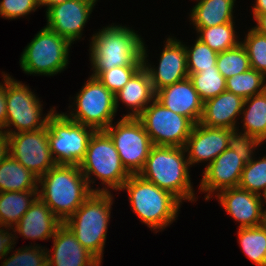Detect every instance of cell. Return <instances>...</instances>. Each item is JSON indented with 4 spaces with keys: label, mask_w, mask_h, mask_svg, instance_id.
Here are the masks:
<instances>
[{
    "label": "cell",
    "mask_w": 266,
    "mask_h": 266,
    "mask_svg": "<svg viewBox=\"0 0 266 266\" xmlns=\"http://www.w3.org/2000/svg\"><path fill=\"white\" fill-rule=\"evenodd\" d=\"M90 61L98 78L104 71L120 66H143L144 41L129 27L110 25L91 37Z\"/></svg>",
    "instance_id": "1"
},
{
    "label": "cell",
    "mask_w": 266,
    "mask_h": 266,
    "mask_svg": "<svg viewBox=\"0 0 266 266\" xmlns=\"http://www.w3.org/2000/svg\"><path fill=\"white\" fill-rule=\"evenodd\" d=\"M38 197L62 222L93 193L76 165H55L38 178Z\"/></svg>",
    "instance_id": "2"
},
{
    "label": "cell",
    "mask_w": 266,
    "mask_h": 266,
    "mask_svg": "<svg viewBox=\"0 0 266 266\" xmlns=\"http://www.w3.org/2000/svg\"><path fill=\"white\" fill-rule=\"evenodd\" d=\"M185 152L184 147L153 145L143 169L138 174L170 192L181 203L182 200L192 202L196 198Z\"/></svg>",
    "instance_id": "3"
},
{
    "label": "cell",
    "mask_w": 266,
    "mask_h": 266,
    "mask_svg": "<svg viewBox=\"0 0 266 266\" xmlns=\"http://www.w3.org/2000/svg\"><path fill=\"white\" fill-rule=\"evenodd\" d=\"M120 190H126L133 212L151 230L165 229L175 221L181 202L170 192L131 174Z\"/></svg>",
    "instance_id": "4"
},
{
    "label": "cell",
    "mask_w": 266,
    "mask_h": 266,
    "mask_svg": "<svg viewBox=\"0 0 266 266\" xmlns=\"http://www.w3.org/2000/svg\"><path fill=\"white\" fill-rule=\"evenodd\" d=\"M111 192H93L63 223L100 263L110 221Z\"/></svg>",
    "instance_id": "5"
},
{
    "label": "cell",
    "mask_w": 266,
    "mask_h": 266,
    "mask_svg": "<svg viewBox=\"0 0 266 266\" xmlns=\"http://www.w3.org/2000/svg\"><path fill=\"white\" fill-rule=\"evenodd\" d=\"M79 168L93 192H110L111 188L112 190H120L123 183L131 175L123 166L112 139L104 130L95 131L91 136ZM91 174L101 180L103 186L106 185L108 188H91L90 183H95L90 179Z\"/></svg>",
    "instance_id": "6"
},
{
    "label": "cell",
    "mask_w": 266,
    "mask_h": 266,
    "mask_svg": "<svg viewBox=\"0 0 266 266\" xmlns=\"http://www.w3.org/2000/svg\"><path fill=\"white\" fill-rule=\"evenodd\" d=\"M71 44L67 38L44 26L25 47L20 67L30 75L53 76L61 73L69 64Z\"/></svg>",
    "instance_id": "7"
},
{
    "label": "cell",
    "mask_w": 266,
    "mask_h": 266,
    "mask_svg": "<svg viewBox=\"0 0 266 266\" xmlns=\"http://www.w3.org/2000/svg\"><path fill=\"white\" fill-rule=\"evenodd\" d=\"M95 131L55 111L48 119V141L56 165L79 166Z\"/></svg>",
    "instance_id": "8"
},
{
    "label": "cell",
    "mask_w": 266,
    "mask_h": 266,
    "mask_svg": "<svg viewBox=\"0 0 266 266\" xmlns=\"http://www.w3.org/2000/svg\"><path fill=\"white\" fill-rule=\"evenodd\" d=\"M6 104L7 130L4 131L7 134L43 129L48 126V119L55 112L54 108H51L45 117H41L43 108L39 98L29 90V86L11 78L8 74H6ZM11 125L16 128L14 131L8 129Z\"/></svg>",
    "instance_id": "9"
},
{
    "label": "cell",
    "mask_w": 266,
    "mask_h": 266,
    "mask_svg": "<svg viewBox=\"0 0 266 266\" xmlns=\"http://www.w3.org/2000/svg\"><path fill=\"white\" fill-rule=\"evenodd\" d=\"M75 99L76 108L70 115L65 114L69 119L96 131L105 130L114 120L117 112L114 94L98 78L90 76Z\"/></svg>",
    "instance_id": "10"
},
{
    "label": "cell",
    "mask_w": 266,
    "mask_h": 266,
    "mask_svg": "<svg viewBox=\"0 0 266 266\" xmlns=\"http://www.w3.org/2000/svg\"><path fill=\"white\" fill-rule=\"evenodd\" d=\"M137 118L152 144L158 146L185 147L195 125L189 118L167 109L156 98Z\"/></svg>",
    "instance_id": "11"
},
{
    "label": "cell",
    "mask_w": 266,
    "mask_h": 266,
    "mask_svg": "<svg viewBox=\"0 0 266 266\" xmlns=\"http://www.w3.org/2000/svg\"><path fill=\"white\" fill-rule=\"evenodd\" d=\"M112 139L123 166L130 174H138L144 167L152 141L138 118L122 117L115 126L104 130Z\"/></svg>",
    "instance_id": "12"
},
{
    "label": "cell",
    "mask_w": 266,
    "mask_h": 266,
    "mask_svg": "<svg viewBox=\"0 0 266 266\" xmlns=\"http://www.w3.org/2000/svg\"><path fill=\"white\" fill-rule=\"evenodd\" d=\"M9 154L38 178L56 165L48 141V126L27 132L7 134Z\"/></svg>",
    "instance_id": "13"
},
{
    "label": "cell",
    "mask_w": 266,
    "mask_h": 266,
    "mask_svg": "<svg viewBox=\"0 0 266 266\" xmlns=\"http://www.w3.org/2000/svg\"><path fill=\"white\" fill-rule=\"evenodd\" d=\"M253 157V155H240L227 148L210 164H207L199 185L200 191L207 192L205 199L210 200L213 192L238 187L242 171Z\"/></svg>",
    "instance_id": "14"
},
{
    "label": "cell",
    "mask_w": 266,
    "mask_h": 266,
    "mask_svg": "<svg viewBox=\"0 0 266 266\" xmlns=\"http://www.w3.org/2000/svg\"><path fill=\"white\" fill-rule=\"evenodd\" d=\"M147 57L146 47L143 44V66L149 74L155 93L166 86L189 77L185 44L183 45L176 38L173 39L170 36L167 38L160 56L158 68L148 64V61H146L148 60L146 59Z\"/></svg>",
    "instance_id": "15"
},
{
    "label": "cell",
    "mask_w": 266,
    "mask_h": 266,
    "mask_svg": "<svg viewBox=\"0 0 266 266\" xmlns=\"http://www.w3.org/2000/svg\"><path fill=\"white\" fill-rule=\"evenodd\" d=\"M97 0H68L46 10L45 27L71 43L82 38V31Z\"/></svg>",
    "instance_id": "16"
},
{
    "label": "cell",
    "mask_w": 266,
    "mask_h": 266,
    "mask_svg": "<svg viewBox=\"0 0 266 266\" xmlns=\"http://www.w3.org/2000/svg\"><path fill=\"white\" fill-rule=\"evenodd\" d=\"M224 210L239 222V228L257 227L266 223V211L260 195L239 187L226 188L216 195Z\"/></svg>",
    "instance_id": "17"
},
{
    "label": "cell",
    "mask_w": 266,
    "mask_h": 266,
    "mask_svg": "<svg viewBox=\"0 0 266 266\" xmlns=\"http://www.w3.org/2000/svg\"><path fill=\"white\" fill-rule=\"evenodd\" d=\"M229 128L207 127L201 123L194 125L187 139L185 150L188 152L189 166L199 162L209 161L210 164L228 148Z\"/></svg>",
    "instance_id": "18"
},
{
    "label": "cell",
    "mask_w": 266,
    "mask_h": 266,
    "mask_svg": "<svg viewBox=\"0 0 266 266\" xmlns=\"http://www.w3.org/2000/svg\"><path fill=\"white\" fill-rule=\"evenodd\" d=\"M47 251V266H100L101 263L62 223L53 236V255Z\"/></svg>",
    "instance_id": "19"
},
{
    "label": "cell",
    "mask_w": 266,
    "mask_h": 266,
    "mask_svg": "<svg viewBox=\"0 0 266 266\" xmlns=\"http://www.w3.org/2000/svg\"><path fill=\"white\" fill-rule=\"evenodd\" d=\"M155 98L167 109L189 118L194 124L199 123L203 101L189 77L158 90Z\"/></svg>",
    "instance_id": "20"
},
{
    "label": "cell",
    "mask_w": 266,
    "mask_h": 266,
    "mask_svg": "<svg viewBox=\"0 0 266 266\" xmlns=\"http://www.w3.org/2000/svg\"><path fill=\"white\" fill-rule=\"evenodd\" d=\"M62 223L46 203L37 197L12 230L26 239L49 240Z\"/></svg>",
    "instance_id": "21"
},
{
    "label": "cell",
    "mask_w": 266,
    "mask_h": 266,
    "mask_svg": "<svg viewBox=\"0 0 266 266\" xmlns=\"http://www.w3.org/2000/svg\"><path fill=\"white\" fill-rule=\"evenodd\" d=\"M243 104L242 97L224 91L203 102V112L199 123L207 127L236 130V118L241 115Z\"/></svg>",
    "instance_id": "22"
},
{
    "label": "cell",
    "mask_w": 266,
    "mask_h": 266,
    "mask_svg": "<svg viewBox=\"0 0 266 266\" xmlns=\"http://www.w3.org/2000/svg\"><path fill=\"white\" fill-rule=\"evenodd\" d=\"M155 95L149 74L142 66L124 87L114 94L116 111L119 107V100H121L123 104H126L125 106L131 109V112L123 117L137 118L155 99Z\"/></svg>",
    "instance_id": "23"
},
{
    "label": "cell",
    "mask_w": 266,
    "mask_h": 266,
    "mask_svg": "<svg viewBox=\"0 0 266 266\" xmlns=\"http://www.w3.org/2000/svg\"><path fill=\"white\" fill-rule=\"evenodd\" d=\"M192 8L190 21L194 28L212 27L234 22L233 8L236 0H197Z\"/></svg>",
    "instance_id": "24"
},
{
    "label": "cell",
    "mask_w": 266,
    "mask_h": 266,
    "mask_svg": "<svg viewBox=\"0 0 266 266\" xmlns=\"http://www.w3.org/2000/svg\"><path fill=\"white\" fill-rule=\"evenodd\" d=\"M37 197L38 190L0 192V225L13 228Z\"/></svg>",
    "instance_id": "25"
},
{
    "label": "cell",
    "mask_w": 266,
    "mask_h": 266,
    "mask_svg": "<svg viewBox=\"0 0 266 266\" xmlns=\"http://www.w3.org/2000/svg\"><path fill=\"white\" fill-rule=\"evenodd\" d=\"M38 189V177L8 154L0 163V192Z\"/></svg>",
    "instance_id": "26"
},
{
    "label": "cell",
    "mask_w": 266,
    "mask_h": 266,
    "mask_svg": "<svg viewBox=\"0 0 266 266\" xmlns=\"http://www.w3.org/2000/svg\"><path fill=\"white\" fill-rule=\"evenodd\" d=\"M241 114L244 133L266 142V89L245 99Z\"/></svg>",
    "instance_id": "27"
},
{
    "label": "cell",
    "mask_w": 266,
    "mask_h": 266,
    "mask_svg": "<svg viewBox=\"0 0 266 266\" xmlns=\"http://www.w3.org/2000/svg\"><path fill=\"white\" fill-rule=\"evenodd\" d=\"M242 251L257 266H266V223L257 227L238 228Z\"/></svg>",
    "instance_id": "28"
},
{
    "label": "cell",
    "mask_w": 266,
    "mask_h": 266,
    "mask_svg": "<svg viewBox=\"0 0 266 266\" xmlns=\"http://www.w3.org/2000/svg\"><path fill=\"white\" fill-rule=\"evenodd\" d=\"M233 23L235 22L195 28L197 33H199L197 38L217 53L236 47L241 41L237 39Z\"/></svg>",
    "instance_id": "29"
},
{
    "label": "cell",
    "mask_w": 266,
    "mask_h": 266,
    "mask_svg": "<svg viewBox=\"0 0 266 266\" xmlns=\"http://www.w3.org/2000/svg\"><path fill=\"white\" fill-rule=\"evenodd\" d=\"M266 77L255 69L236 74L226 79V91L242 97L244 100L266 89Z\"/></svg>",
    "instance_id": "30"
},
{
    "label": "cell",
    "mask_w": 266,
    "mask_h": 266,
    "mask_svg": "<svg viewBox=\"0 0 266 266\" xmlns=\"http://www.w3.org/2000/svg\"><path fill=\"white\" fill-rule=\"evenodd\" d=\"M188 74L194 89L198 92L203 102L226 91V79L219 72L217 67L204 69L198 73Z\"/></svg>",
    "instance_id": "31"
},
{
    "label": "cell",
    "mask_w": 266,
    "mask_h": 266,
    "mask_svg": "<svg viewBox=\"0 0 266 266\" xmlns=\"http://www.w3.org/2000/svg\"><path fill=\"white\" fill-rule=\"evenodd\" d=\"M216 66L225 79L244 73L251 68L247 51L241 43L218 53Z\"/></svg>",
    "instance_id": "32"
},
{
    "label": "cell",
    "mask_w": 266,
    "mask_h": 266,
    "mask_svg": "<svg viewBox=\"0 0 266 266\" xmlns=\"http://www.w3.org/2000/svg\"><path fill=\"white\" fill-rule=\"evenodd\" d=\"M239 188L256 195H262L266 189V156L262 159L253 158L242 171Z\"/></svg>",
    "instance_id": "33"
},
{
    "label": "cell",
    "mask_w": 266,
    "mask_h": 266,
    "mask_svg": "<svg viewBox=\"0 0 266 266\" xmlns=\"http://www.w3.org/2000/svg\"><path fill=\"white\" fill-rule=\"evenodd\" d=\"M185 51L187 56L188 73H198L204 69L217 67L216 62L218 53L198 38L192 47L189 48L185 45Z\"/></svg>",
    "instance_id": "34"
},
{
    "label": "cell",
    "mask_w": 266,
    "mask_h": 266,
    "mask_svg": "<svg viewBox=\"0 0 266 266\" xmlns=\"http://www.w3.org/2000/svg\"><path fill=\"white\" fill-rule=\"evenodd\" d=\"M241 44L247 51L250 67L266 77V35L252 28Z\"/></svg>",
    "instance_id": "35"
},
{
    "label": "cell",
    "mask_w": 266,
    "mask_h": 266,
    "mask_svg": "<svg viewBox=\"0 0 266 266\" xmlns=\"http://www.w3.org/2000/svg\"><path fill=\"white\" fill-rule=\"evenodd\" d=\"M1 266H47V250L40 246L19 248Z\"/></svg>",
    "instance_id": "36"
},
{
    "label": "cell",
    "mask_w": 266,
    "mask_h": 266,
    "mask_svg": "<svg viewBox=\"0 0 266 266\" xmlns=\"http://www.w3.org/2000/svg\"><path fill=\"white\" fill-rule=\"evenodd\" d=\"M142 66H120L104 71L99 81L113 94L117 93Z\"/></svg>",
    "instance_id": "37"
},
{
    "label": "cell",
    "mask_w": 266,
    "mask_h": 266,
    "mask_svg": "<svg viewBox=\"0 0 266 266\" xmlns=\"http://www.w3.org/2000/svg\"><path fill=\"white\" fill-rule=\"evenodd\" d=\"M39 6V0H2L0 2V16L6 19L24 17L30 12H34Z\"/></svg>",
    "instance_id": "38"
},
{
    "label": "cell",
    "mask_w": 266,
    "mask_h": 266,
    "mask_svg": "<svg viewBox=\"0 0 266 266\" xmlns=\"http://www.w3.org/2000/svg\"><path fill=\"white\" fill-rule=\"evenodd\" d=\"M261 142L255 137L234 130L229 137L228 148L240 155H253L255 148L260 146Z\"/></svg>",
    "instance_id": "39"
},
{
    "label": "cell",
    "mask_w": 266,
    "mask_h": 266,
    "mask_svg": "<svg viewBox=\"0 0 266 266\" xmlns=\"http://www.w3.org/2000/svg\"><path fill=\"white\" fill-rule=\"evenodd\" d=\"M1 227L3 226L0 225V260L7 257L8 253L12 251L11 249H14L15 237L17 238V236H14L15 234H11Z\"/></svg>",
    "instance_id": "40"
},
{
    "label": "cell",
    "mask_w": 266,
    "mask_h": 266,
    "mask_svg": "<svg viewBox=\"0 0 266 266\" xmlns=\"http://www.w3.org/2000/svg\"><path fill=\"white\" fill-rule=\"evenodd\" d=\"M4 84L0 83V131L6 129L7 104H6V74H3Z\"/></svg>",
    "instance_id": "41"
},
{
    "label": "cell",
    "mask_w": 266,
    "mask_h": 266,
    "mask_svg": "<svg viewBox=\"0 0 266 266\" xmlns=\"http://www.w3.org/2000/svg\"><path fill=\"white\" fill-rule=\"evenodd\" d=\"M9 154V138L5 131H0V163Z\"/></svg>",
    "instance_id": "42"
},
{
    "label": "cell",
    "mask_w": 266,
    "mask_h": 266,
    "mask_svg": "<svg viewBox=\"0 0 266 266\" xmlns=\"http://www.w3.org/2000/svg\"><path fill=\"white\" fill-rule=\"evenodd\" d=\"M253 17L257 23V25L253 27V29L263 35H266V13L253 15Z\"/></svg>",
    "instance_id": "43"
},
{
    "label": "cell",
    "mask_w": 266,
    "mask_h": 266,
    "mask_svg": "<svg viewBox=\"0 0 266 266\" xmlns=\"http://www.w3.org/2000/svg\"><path fill=\"white\" fill-rule=\"evenodd\" d=\"M253 15L265 14L266 13V0H256L255 6L252 8Z\"/></svg>",
    "instance_id": "44"
},
{
    "label": "cell",
    "mask_w": 266,
    "mask_h": 266,
    "mask_svg": "<svg viewBox=\"0 0 266 266\" xmlns=\"http://www.w3.org/2000/svg\"><path fill=\"white\" fill-rule=\"evenodd\" d=\"M66 1H68V0H39V4H40V6L46 5L47 9H48L49 7L61 4V3L66 2Z\"/></svg>",
    "instance_id": "45"
},
{
    "label": "cell",
    "mask_w": 266,
    "mask_h": 266,
    "mask_svg": "<svg viewBox=\"0 0 266 266\" xmlns=\"http://www.w3.org/2000/svg\"><path fill=\"white\" fill-rule=\"evenodd\" d=\"M261 200H263L265 202V205H266V189L264 192H262ZM265 211H266V209H265Z\"/></svg>",
    "instance_id": "46"
}]
</instances>
